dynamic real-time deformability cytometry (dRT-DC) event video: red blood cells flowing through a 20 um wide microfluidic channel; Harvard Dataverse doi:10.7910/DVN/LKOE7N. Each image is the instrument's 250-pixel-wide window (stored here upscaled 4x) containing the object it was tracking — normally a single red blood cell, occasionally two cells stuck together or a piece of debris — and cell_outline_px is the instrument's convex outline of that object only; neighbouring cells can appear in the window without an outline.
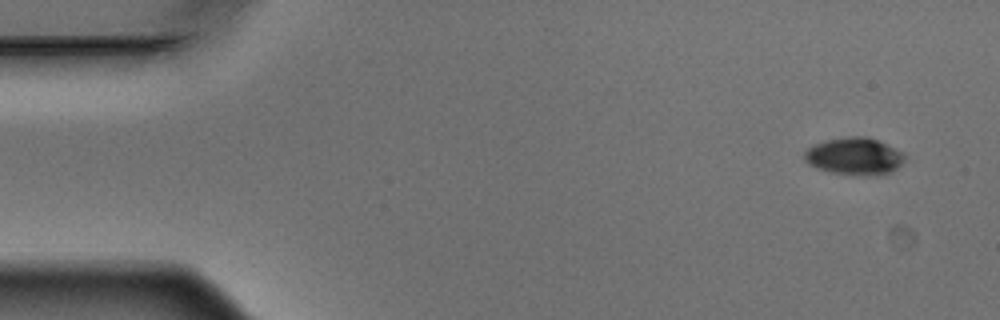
{"species": "Egyptian fruit bat (a non-hibernating species)", "species_latin": "Rousettus aegyptiacus", "temperature_condition": "warm", "stored_images_in_passage": 4, "camera_frame_rate_fps": 3000, "um_per_image_px": 0.085, "animal": {"sex": "male"}, "frame": {"image": 1, "passage_image": 1, "time_ms": 0.0, "image_size_px": [1000, 320], "cell_outline_px": [[904, 160], [892, 172], [880, 176], [864, 176], [828, 172], [816, 168], [808, 164], [804, 160], [804, 152], [808, 148], [816, 144], [828, 140], [852, 136], [868, 136], [904, 152]], "centroid_in_image_um": [72.63, 13.3], "position_along_channel_um": 12.4, "area_um2": 21.91}}
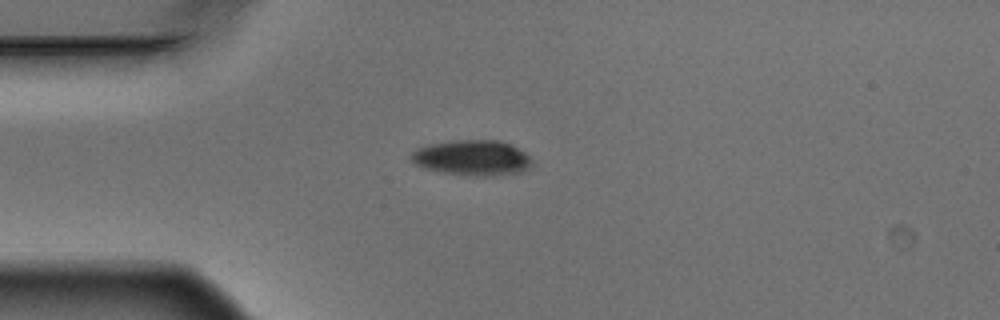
{"frame": {"image": 2, "passage_image": 4, "time_ms": 1.0, "image_size_px": [1000, 320], "cell_outline_px": [[532, 164], [524, 172], [492, 176], [468, 176], [444, 172], [428, 168], [416, 164], [408, 156], [416, 148], [428, 144], [456, 140], [496, 140], [508, 144], [524, 152], [532, 160]], "centroid_in_image_um": [40.14, 13.42], "position_along_channel_um": 44.9, "area_um2": 24.85}}